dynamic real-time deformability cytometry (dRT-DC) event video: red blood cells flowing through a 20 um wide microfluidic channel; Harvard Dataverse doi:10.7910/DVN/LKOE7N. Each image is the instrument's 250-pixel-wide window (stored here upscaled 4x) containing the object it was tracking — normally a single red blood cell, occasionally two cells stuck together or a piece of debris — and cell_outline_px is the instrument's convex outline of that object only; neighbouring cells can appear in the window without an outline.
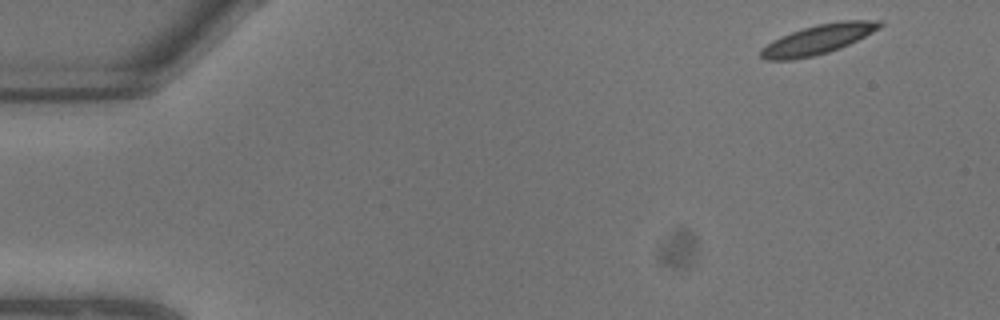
{"species": "common noctule bat (a hibernating species)", "species_latin": "Nyctalus noctula", "temperature_condition": "warm", "stored_images_in_passage": 9, "camera_frame_rate_fps": 3000, "um_per_image_px": 0.085, "animal": {"sex": "male", "body_mass_g": 13.3}, "frame": {"image": 1, "passage_image": 1, "time_ms": 0.0, "image_size_px": [1000, 320], "cell_outline_px": [[884, 24], [880, 28], [840, 48], [828, 52], [812, 56], [792, 60], [764, 60], [760, 56], [760, 48], [772, 40], [780, 36], [816, 24], [844, 20], [880, 20]], "centroid_in_image_um": [69.5, 3.35], "position_along_channel_um": 15.5, "area_um2": 20.4}}
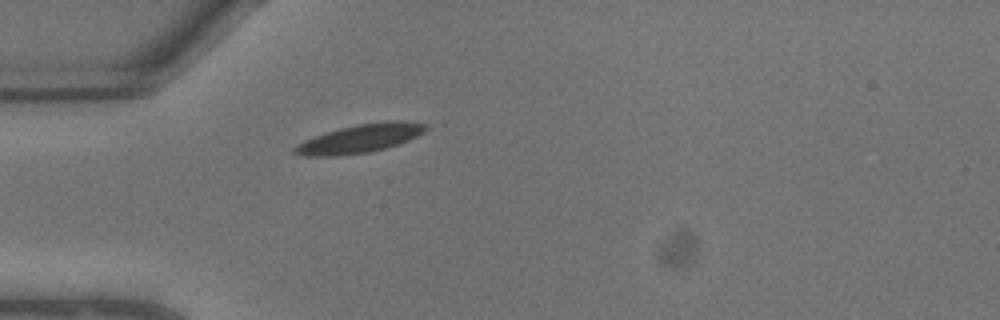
{"frame": {"image": 2, "passage_image": 6, "time_ms": 1.667, "image_size_px": [1000, 320], "cell_outline_px": [[428, 128], [424, 132], [408, 140], [384, 148], [368, 152], [340, 156], [300, 156], [292, 152], [292, 148], [296, 144], [304, 140], [340, 128], [356, 124], [384, 120], [400, 120], [428, 124]], "centroid_in_image_um": [30.58, 11.77], "position_along_channel_um": 54.4, "area_um2": 21.85}}
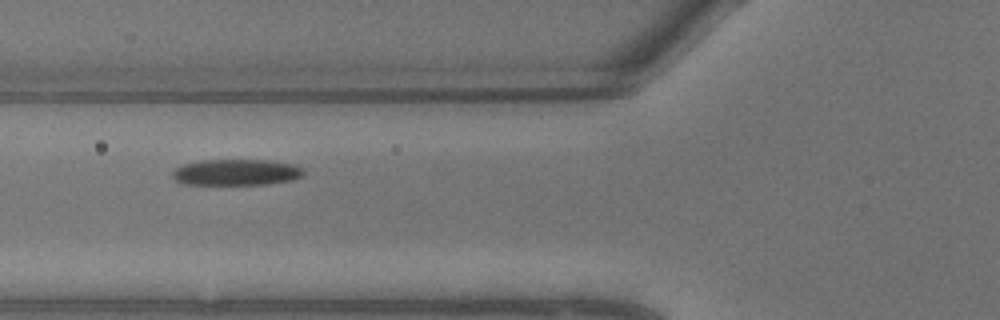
{"frame": {"image": 3, "passage_image": 8, "time_ms": 2.333, "image_size_px": [1000, 320], "cell_outline_px": [[304, 176], [292, 180], [268, 184], [180, 184], [172, 176], [172, 172], [176, 168], [184, 164], [204, 160], [268, 160], [292, 164], [304, 168]], "centroid_in_image_um": [20.11, 14.65], "position_along_channel_um": 105.7, "area_um2": 20.0}}